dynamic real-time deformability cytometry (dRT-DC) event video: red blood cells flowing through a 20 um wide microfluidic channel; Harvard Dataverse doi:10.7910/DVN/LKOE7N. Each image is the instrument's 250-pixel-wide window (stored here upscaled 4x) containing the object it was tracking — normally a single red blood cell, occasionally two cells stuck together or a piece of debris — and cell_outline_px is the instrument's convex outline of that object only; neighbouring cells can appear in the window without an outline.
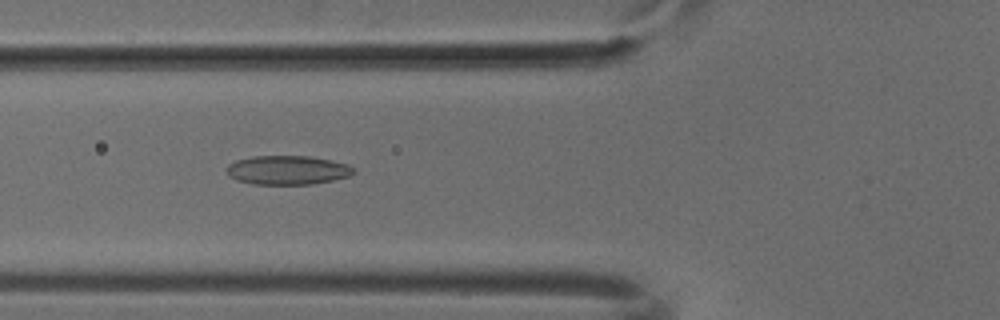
{"species": "common noctule bat (a hibernating species)", "species_latin": "Nyctalus noctula", "temperature_condition": "cold", "stored_images_in_passage": 51, "camera_frame_rate_fps": 3000, "um_per_image_px": 0.085, "animal": {"sex": "male", "body_mass_g": 18.8}, "frame": {"image": 1, "passage_image": 19, "time_ms": 6.0, "image_size_px": [1000, 320], "cell_outline_px": [[356, 172], [348, 176], [332, 180], [312, 184], [252, 184], [236, 180], [228, 176], [224, 168], [228, 164], [236, 160], [252, 156], [308, 156], [348, 164], [356, 168]], "centroid_in_image_um": [24.39, 14.46], "position_along_channel_um": 101.4, "area_um2": 21.62}}
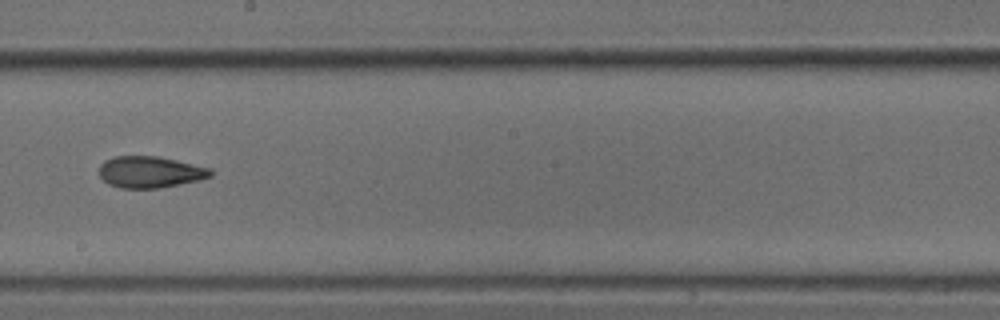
{"frame": {"image": 2, "passage_image": 29, "time_ms": 9.333, "image_size_px": [1000, 320], "cell_outline_px": [[212, 176], [200, 180], [160, 188], [120, 188], [108, 184], [100, 176], [100, 164], [104, 160], [112, 156], [156, 156], [212, 168]], "centroid_in_image_um": [12.75, 14.62], "position_along_channel_um": 235.4, "area_um2": 20.52}}
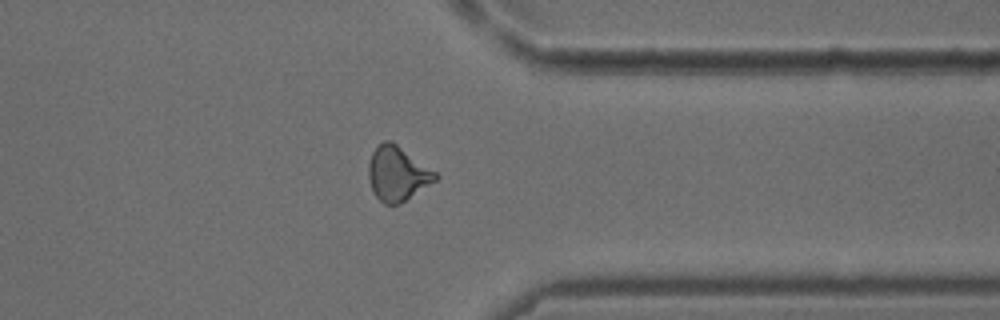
{"frame": {"image": 3, "passage_image": 40, "time_ms": 13.0, "image_size_px": [1000, 320], "cell_outline_px": [[440, 176], [436, 180], [404, 200], [396, 204], [384, 204], [372, 192], [368, 180], [368, 164], [372, 152], [384, 140], [392, 140], [436, 172]], "centroid_in_image_um": [33.75, 14.73], "position_along_channel_um": 377.7, "area_um2": 21.04}}